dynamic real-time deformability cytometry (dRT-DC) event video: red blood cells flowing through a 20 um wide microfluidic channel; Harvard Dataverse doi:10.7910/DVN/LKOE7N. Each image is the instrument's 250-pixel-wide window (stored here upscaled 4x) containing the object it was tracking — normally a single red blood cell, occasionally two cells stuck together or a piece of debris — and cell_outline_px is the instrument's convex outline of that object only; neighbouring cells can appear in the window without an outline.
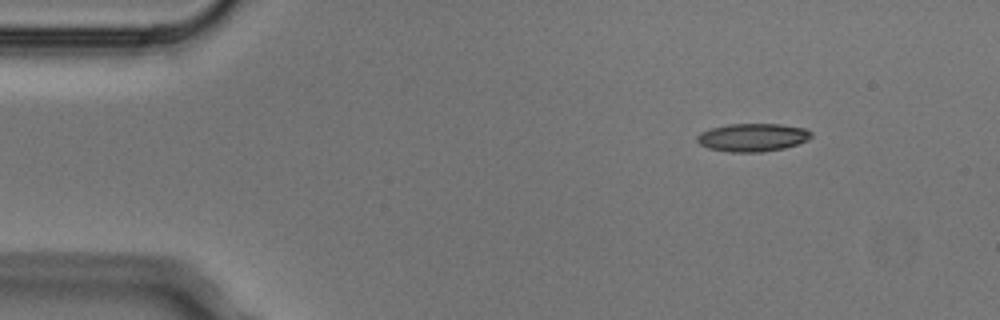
{"species": "Egyptian fruit bat (a non-hibernating species)", "species_latin": "Rousettus aegyptiacus", "temperature_condition": "cold", "stored_images_in_passage": 7, "camera_frame_rate_fps": 3000, "um_per_image_px": 0.085, "animal": {"sex": "male"}, "frame": {"image": 1, "passage_image": 1, "time_ms": 0.0, "image_size_px": [1000, 320], "cell_outline_px": [[812, 136], [808, 140], [784, 148], [760, 152], [728, 152], [708, 148], [700, 144], [696, 140], [696, 136], [700, 132], [712, 128], [728, 124], [780, 124], [804, 128], [812, 132]], "centroid_in_image_um": [63.95, 11.68], "position_along_channel_um": 21.0, "area_um2": 18.67}}
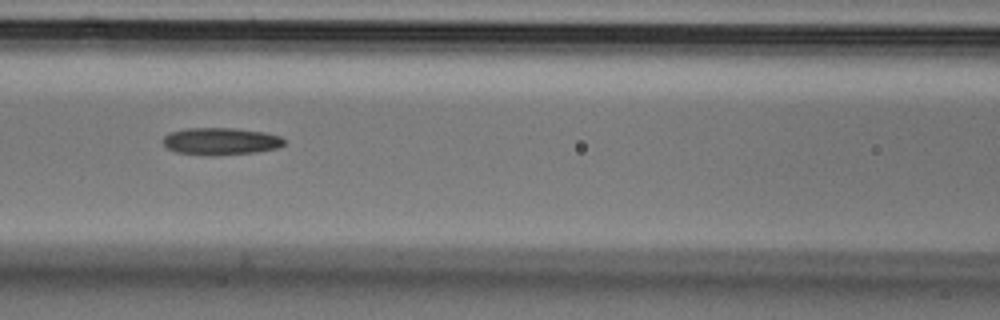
{"frame": {"image": 2, "passage_image": 5, "time_ms": 1.333, "image_size_px": [1000, 320], "cell_outline_px": [[284, 144], [280, 148], [256, 152], [212, 156], [176, 152], [168, 148], [164, 144], [164, 136], [172, 132], [184, 128], [236, 128], [264, 132], [280, 136], [284, 140]], "centroid_in_image_um": [18.79, 12.01], "position_along_channel_um": 147.8, "area_um2": 19.25}}
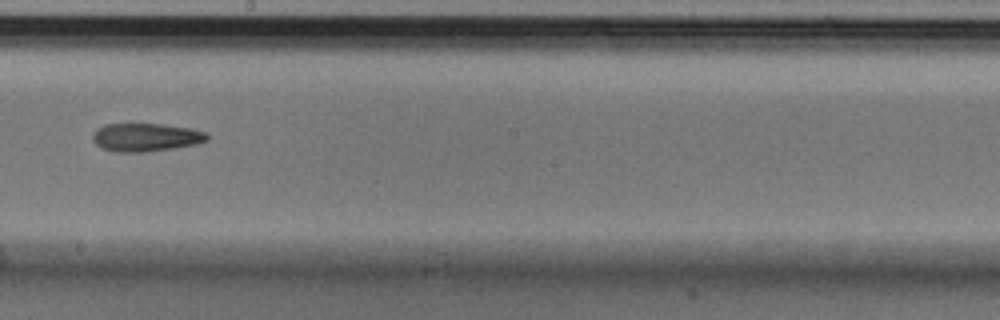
{"frame": {"image": 3, "passage_image": 7, "time_ms": 2.0, "image_size_px": [1000, 320], "cell_outline_px": [[208, 140], [196, 144], [172, 148], [144, 152], [116, 152], [104, 148], [96, 144], [92, 140], [92, 132], [96, 128], [104, 124], [164, 124], [192, 128], [204, 132], [208, 136]], "centroid_in_image_um": [12.36, 11.66], "position_along_channel_um": 235.8, "area_um2": 18.84}}